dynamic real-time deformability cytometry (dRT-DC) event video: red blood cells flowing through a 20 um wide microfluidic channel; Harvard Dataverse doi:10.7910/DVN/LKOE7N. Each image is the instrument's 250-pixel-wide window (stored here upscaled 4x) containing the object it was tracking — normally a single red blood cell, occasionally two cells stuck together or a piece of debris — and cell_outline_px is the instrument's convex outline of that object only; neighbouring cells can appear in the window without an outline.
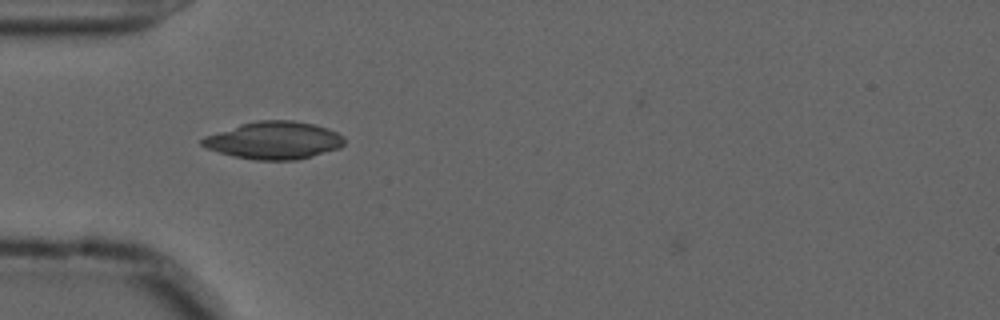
{"species": "common noctule bat (a hibernating species)", "species_latin": "Nyctalus noctula", "temperature_condition": "cold", "stored_images_in_passage": 46, "camera_frame_rate_fps": 3000, "um_per_image_px": 0.085, "animal": {"sex": "male", "forearm_length_mm": 52.5}, "frame": {"image": 1, "passage_image": 8, "time_ms": 2.333, "image_size_px": [1000, 320], "cell_outline_px": [[344, 144], [340, 148], [296, 160], [256, 160], [232, 156], [208, 148], [200, 144], [200, 140], [204, 136], [240, 124], [256, 120], [292, 120], [312, 124], [328, 128], [344, 136]], "centroid_in_image_um": [23.28, 11.93], "position_along_channel_um": 61.7, "area_um2": 31.04}}
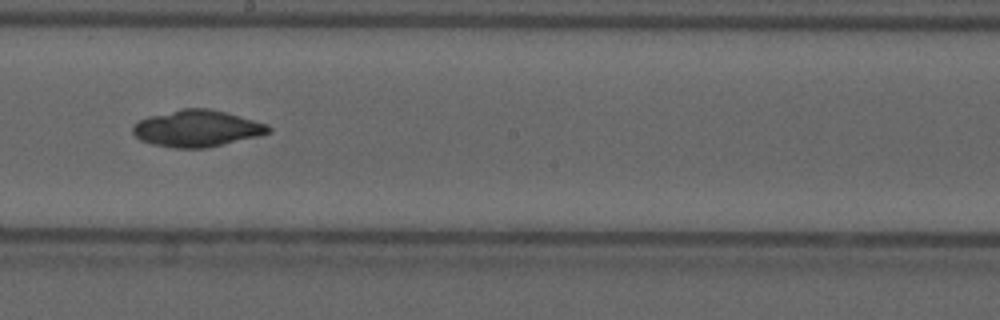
{"frame": {"image": 2, "passage_image": 22, "time_ms": 7.0, "image_size_px": [1000, 320], "cell_outline_px": [[272, 132], [208, 148], [176, 148], [152, 144], [140, 140], [132, 132], [132, 124], [148, 116], [184, 108], [208, 108], [224, 112], [268, 124], [272, 128]], "centroid_in_image_um": [16.72, 10.92], "position_along_channel_um": 231.5, "area_um2": 28.84}}
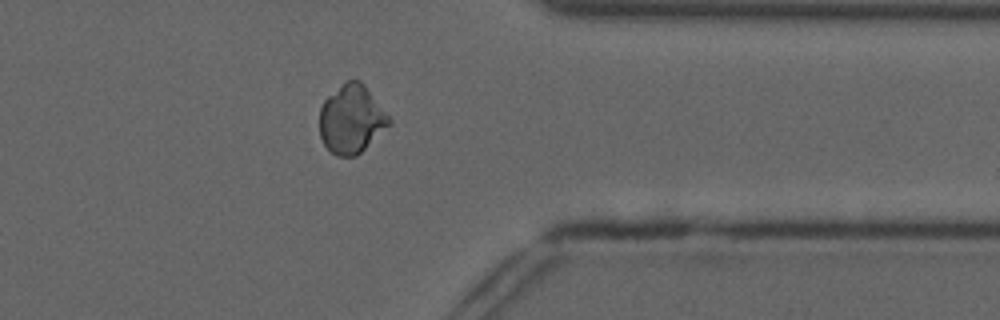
{"frame": {"image": 3, "passage_image": 35, "time_ms": 11.333, "image_size_px": [1000, 320], "cell_outline_px": [[392, 124], [356, 156], [336, 156], [324, 144], [320, 136], [320, 108], [324, 100], [328, 96], [348, 80], [360, 80], [364, 84], [392, 120]], "centroid_in_image_um": [29.89, 10.14], "position_along_channel_um": 381.5, "area_um2": 27.51}, "authors_computed_cell_mechanics": {"area_um2": 28.3798, "velocity_mm_per_s": 3.6852, "shape_relaxation_time_tau1_ms": null, "shape_relaxation_time_tau2_ms": 9.1939, "deformation_change_tau1": null, "deformation_change_tau2": 0.0701}}